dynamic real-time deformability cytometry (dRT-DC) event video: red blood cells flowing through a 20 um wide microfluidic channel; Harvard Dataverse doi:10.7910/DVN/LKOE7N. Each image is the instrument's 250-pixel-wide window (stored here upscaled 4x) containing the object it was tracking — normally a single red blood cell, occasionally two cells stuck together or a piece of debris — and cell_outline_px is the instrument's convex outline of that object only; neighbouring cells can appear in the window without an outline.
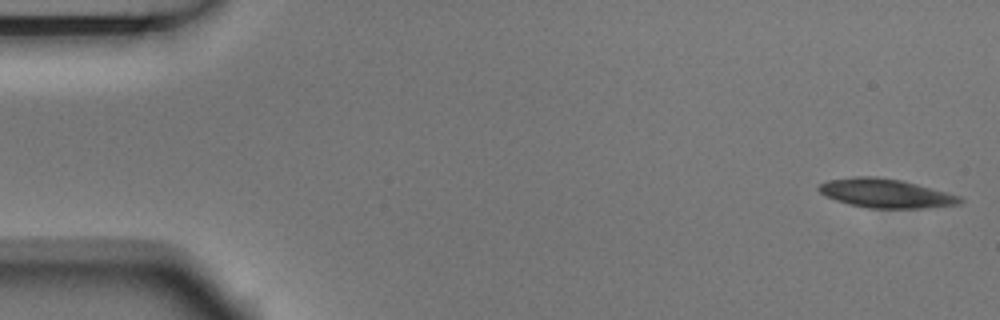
{"species": "Egyptian fruit bat (a non-hibernating species)", "species_latin": "Rousettus aegyptiacus", "temperature_condition": "room temperature", "stored_images_in_passage": 4, "camera_frame_rate_fps": 3000, "um_per_image_px": 0.085, "animal": {"sex": "male"}, "frame": {"image": 1, "passage_image": 1, "time_ms": 0.0, "image_size_px": [1000, 320], "cell_outline_px": [[964, 200], [960, 204], [928, 208], [868, 208], [848, 204], [836, 200], [820, 192], [816, 188], [820, 184], [828, 180], [856, 176], [872, 176], [900, 180], [916, 184], [960, 196]], "centroid_in_image_um": [75.29, 16.44], "position_along_channel_um": 9.7, "area_um2": 23.64}}
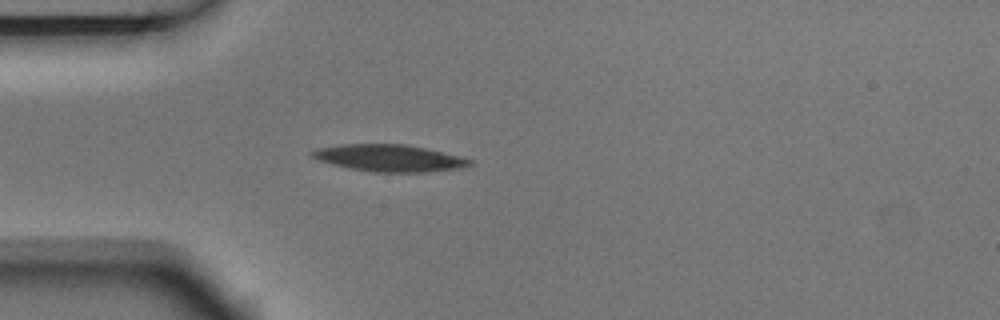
{"frame": {"image": 2, "passage_image": 4, "time_ms": 1.0, "image_size_px": [1000, 320], "cell_outline_px": [[476, 164], [464, 168], [424, 172], [372, 172], [332, 164], [320, 160], [312, 156], [308, 152], [316, 148], [340, 144], [404, 144], [444, 152], [460, 156], [472, 160]], "centroid_in_image_um": [33.13, 13.43], "position_along_channel_um": 51.9, "area_um2": 24.8}}